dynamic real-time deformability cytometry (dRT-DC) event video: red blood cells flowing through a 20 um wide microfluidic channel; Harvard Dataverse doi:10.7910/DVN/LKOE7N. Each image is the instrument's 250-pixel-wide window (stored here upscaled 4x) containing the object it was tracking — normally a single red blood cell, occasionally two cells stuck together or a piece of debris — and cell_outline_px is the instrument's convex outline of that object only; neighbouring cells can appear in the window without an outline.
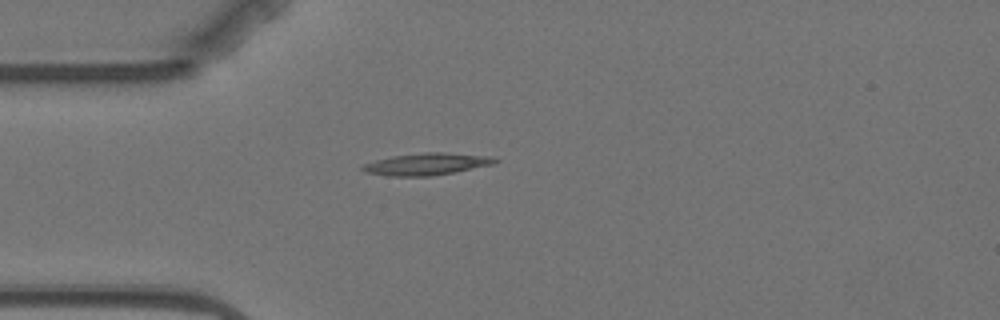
{"species": "Egyptian fruit bat (a non-hibernating species)", "species_latin": "Rousettus aegyptiacus", "temperature_condition": "warm", "stored_images_in_passage": 1, "camera_frame_rate_fps": 3000, "um_per_image_px": 0.085, "animal": {"sex": "female"}, "frame": {"image": 1, "passage_image": 1, "time_ms": 0.0, "image_size_px": [1000, 320], "cell_outline_px": [[500, 160], [496, 164], [456, 172], [432, 176], [392, 176], [364, 172], [360, 168], [360, 164], [392, 156], [424, 152], [444, 152], [496, 156]], "centroid_in_image_um": [36.33, 13.94], "position_along_channel_um": 48.7, "area_um2": 17.4}}